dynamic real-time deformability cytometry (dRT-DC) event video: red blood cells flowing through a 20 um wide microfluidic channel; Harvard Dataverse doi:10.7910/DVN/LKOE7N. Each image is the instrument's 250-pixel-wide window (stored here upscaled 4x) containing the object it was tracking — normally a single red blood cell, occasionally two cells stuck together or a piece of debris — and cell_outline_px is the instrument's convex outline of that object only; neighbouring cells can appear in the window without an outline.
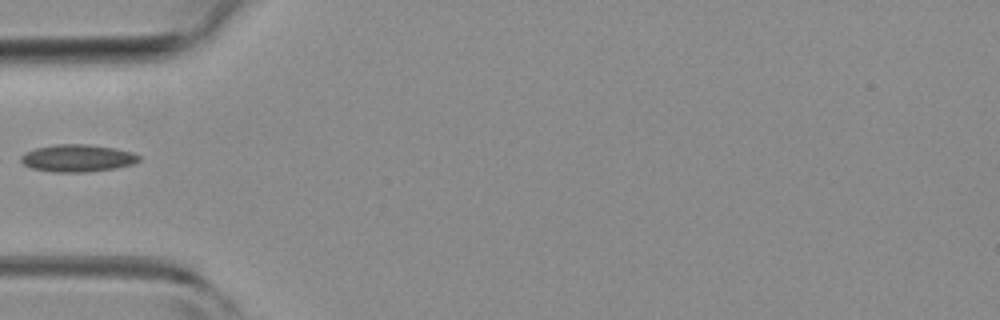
{"species": "common noctule bat (a hibernating species)", "species_latin": "Nyctalus noctula", "temperature_condition": "room temperature", "stored_images_in_passage": 9, "camera_frame_rate_fps": 3000, "um_per_image_px": 0.085, "animal": {"sex": "female", "body_mass_g": 19.3, "forearm_length_mm": 54.1}, "frame": {"image": 1, "passage_image": 1, "time_ms": 0.0, "image_size_px": [1000, 320], "cell_outline_px": [[140, 160], [132, 164], [116, 168], [84, 172], [52, 172], [32, 168], [24, 164], [20, 160], [20, 156], [24, 152], [36, 148], [56, 144], [88, 144], [116, 148], [132, 152], [140, 156]], "centroid_in_image_um": [6.58, 13.44], "position_along_channel_um": 78.4, "area_um2": 18.84}}